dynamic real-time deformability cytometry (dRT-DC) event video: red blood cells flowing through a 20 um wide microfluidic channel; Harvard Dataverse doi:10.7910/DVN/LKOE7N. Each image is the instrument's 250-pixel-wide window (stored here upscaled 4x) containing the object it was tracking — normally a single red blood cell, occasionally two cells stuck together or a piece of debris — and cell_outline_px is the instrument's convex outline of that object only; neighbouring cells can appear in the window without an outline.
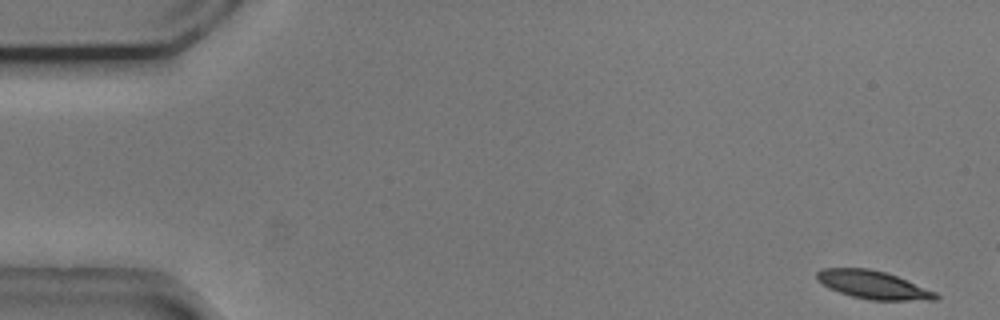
{"species": "common noctule bat (a hibernating species)", "species_latin": "Nyctalus noctula", "temperature_condition": "cold", "stored_images_in_passage": 8, "camera_frame_rate_fps": 3000, "um_per_image_px": 0.085, "animal": {"sex": "male", "body_mass_g": 20.5, "forearm_length_mm": 52.5}, "frame": {"image": 1, "passage_image": 1, "time_ms": 0.0, "image_size_px": [1000, 320], "cell_outline_px": [[940, 296], [936, 300], [872, 300], [852, 296], [828, 288], [816, 280], [816, 272], [824, 268], [868, 268], [884, 272], [896, 276], [936, 292]], "centroid_in_image_um": [74.19, 24.21], "position_along_channel_um": 10.8, "area_um2": 19.31}}